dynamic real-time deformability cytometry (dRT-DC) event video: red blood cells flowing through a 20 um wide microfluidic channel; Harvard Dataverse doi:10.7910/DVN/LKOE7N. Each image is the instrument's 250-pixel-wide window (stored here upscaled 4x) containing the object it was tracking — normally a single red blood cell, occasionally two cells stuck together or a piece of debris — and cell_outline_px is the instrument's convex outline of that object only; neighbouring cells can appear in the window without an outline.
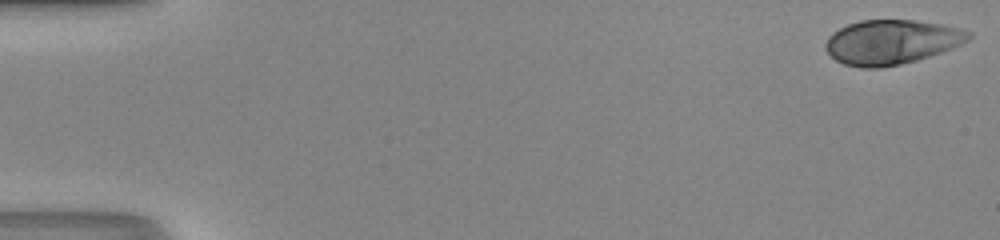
{"species": "human", "species_latin": "Homo sapiens", "temperature_condition": "room temperature", "stored_images_in_passage": 44, "camera_frame_rate_fps": 3000, "um_per_image_px": 0.085, "donor": {"sex": "male"}, "frame": {"image": 1, "passage_image": 1, "time_ms": 0.0, "image_size_px": [1000, 240], "cell_outline_px": [[972, 36], [968, 40], [952, 48], [916, 60], [900, 64], [880, 68], [860, 68], [844, 64], [836, 60], [824, 48], [824, 44], [828, 36], [832, 32], [848, 24], [860, 20], [916, 20], [940, 24], [960, 28], [972, 32]], "centroid_in_image_um": [75.75, 3.57], "position_along_channel_um": 9.2, "area_um2": 37.11}}
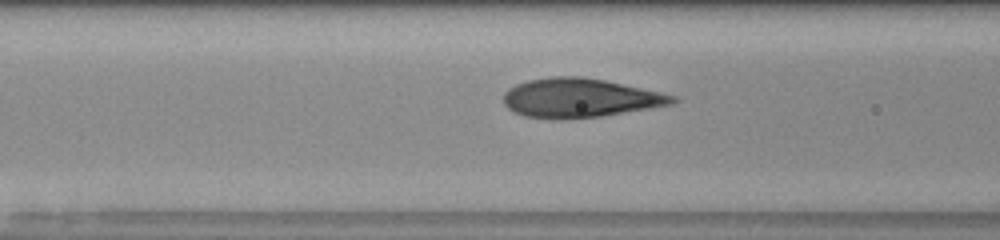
{"frame": {"image": 2, "passage_image": 21, "time_ms": 6.667, "image_size_px": [1000, 240], "cell_outline_px": [[680, 100], [672, 104], [600, 116], [524, 116], [512, 112], [504, 104], [504, 92], [508, 88], [516, 84], [528, 80], [548, 76], [580, 76], [604, 80], [660, 92], [676, 96]], "centroid_in_image_um": [49.28, 8.27], "position_along_channel_um": 117.3, "area_um2": 37.4}}
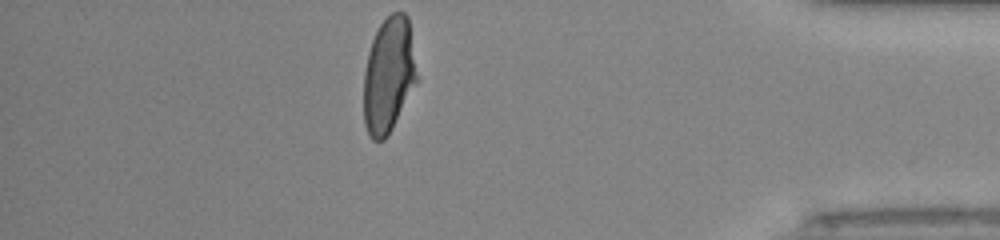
{"frame": {"image": 3, "passage_image": 44, "time_ms": 14.333, "image_size_px": [1000, 240], "cell_outline_px": [[416, 84], [388, 136], [384, 140], [372, 140], [368, 136], [364, 124], [364, 72], [368, 52], [372, 40], [380, 24], [392, 12], [404, 12], [408, 16], [416, 76]], "centroid_in_image_um": [33.0, 6.42], "position_along_channel_um": 402.2, "area_um2": 35.49}, "authors_computed_cell_mechanics": {"area_um2": 37.3388, "velocity_mm_per_s": 4.2186, "shape_relaxation_time_tau1_ms": 4.252, "shape_relaxation_time_tau2_ms": null, "deformation_change_tau1": 0.2155, "deformation_change_tau2": null}}